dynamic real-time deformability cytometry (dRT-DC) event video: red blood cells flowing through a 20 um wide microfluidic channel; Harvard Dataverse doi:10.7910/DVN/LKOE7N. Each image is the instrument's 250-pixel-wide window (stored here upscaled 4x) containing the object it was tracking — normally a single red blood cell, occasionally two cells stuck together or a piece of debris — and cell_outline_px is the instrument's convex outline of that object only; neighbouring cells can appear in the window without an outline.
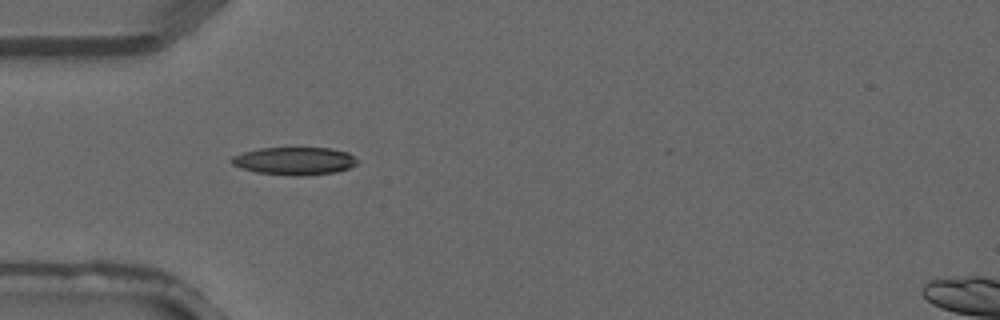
{"species": "common noctule bat (a hibernating species)", "species_latin": "Nyctalus noctula", "temperature_condition": "warm", "stored_images_in_passage": 4, "camera_frame_rate_fps": 3000, "um_per_image_px": 0.085, "animal": {"sex": "male", "forearm_length_mm": 52.5}, "frame": {"image": 1, "passage_image": 3, "time_ms": 0.667, "image_size_px": [1000, 320], "cell_outline_px": [[356, 164], [348, 168], [336, 172], [304, 176], [292, 176], [256, 172], [240, 168], [232, 164], [228, 160], [232, 156], [244, 152], [260, 148], [332, 148], [348, 152], [356, 160]], "centroid_in_image_um": [24.99, 13.69], "position_along_channel_um": 60.0, "area_um2": 20.4}}
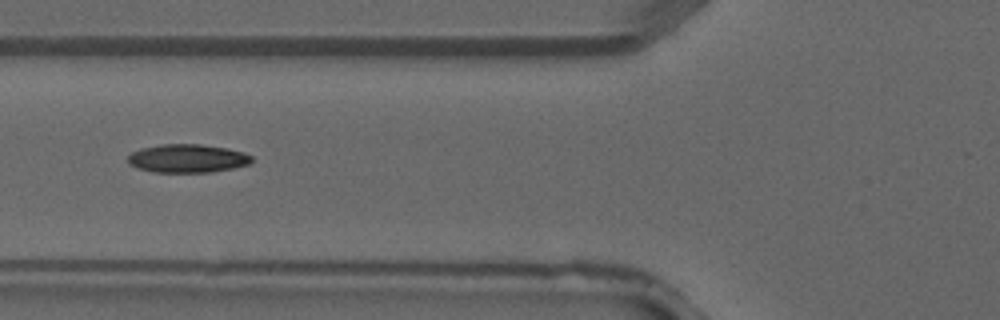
{"frame": {"image": 2, "passage_image": 4, "time_ms": 1.0, "image_size_px": [1000, 320], "cell_outline_px": [[252, 160], [248, 164], [232, 168], [212, 172], [156, 172], [140, 168], [128, 164], [128, 156], [132, 152], [140, 148], [160, 144], [200, 144], [228, 148], [244, 152], [252, 156]], "centroid_in_image_um": [15.93, 13.45], "position_along_channel_um": 109.9, "area_um2": 20.46}}